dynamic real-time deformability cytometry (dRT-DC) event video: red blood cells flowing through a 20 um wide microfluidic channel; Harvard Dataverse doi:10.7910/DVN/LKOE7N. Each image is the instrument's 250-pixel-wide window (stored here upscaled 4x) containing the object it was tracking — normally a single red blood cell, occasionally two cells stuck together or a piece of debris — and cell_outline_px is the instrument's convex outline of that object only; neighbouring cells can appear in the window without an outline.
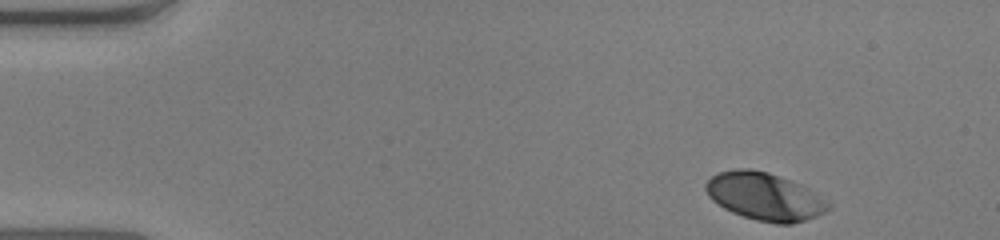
{"species": "human", "species_latin": "Homo sapiens", "temperature_condition": "warm", "stored_images_in_passage": 41, "camera_frame_rate_fps": 3000, "um_per_image_px": 0.085, "donor": {"sex": "male"}, "frame": {"image": 1, "passage_image": 1, "time_ms": 0.0, "image_size_px": [1000, 240], "cell_outline_px": [[832, 208], [816, 216], [792, 224], [776, 224], [756, 220], [732, 212], [724, 208], [712, 200], [708, 196], [704, 188], [704, 184], [716, 172], [736, 168], [752, 168], [768, 172], [800, 184], [832, 204]], "centroid_in_image_um": [64.96, 16.69], "position_along_channel_um": 20.0, "area_um2": 34.1}}
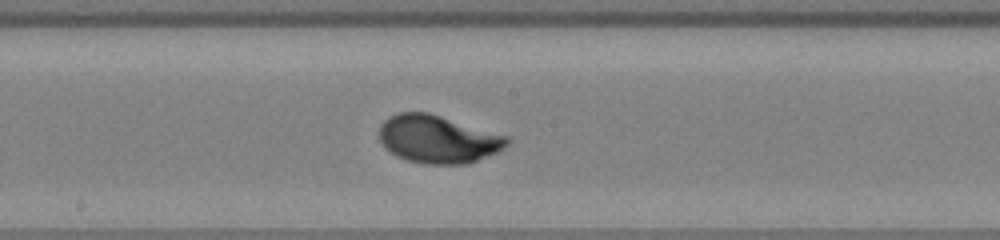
{"frame": {"image": 2, "passage_image": 24, "time_ms": 7.667, "image_size_px": [1000, 240], "cell_outline_px": [[508, 144], [504, 148], [496, 152], [468, 164], [424, 164], [408, 160], [396, 156], [384, 148], [380, 140], [380, 124], [388, 116], [400, 112], [428, 112], [508, 136]], "centroid_in_image_um": [37.19, 11.83], "position_along_channel_um": 211.0, "area_um2": 35.6}}
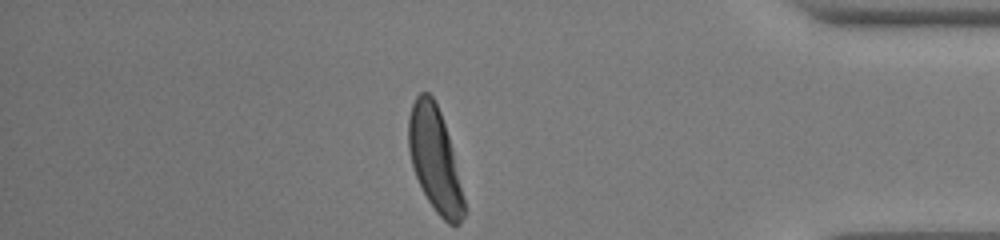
{"frame": {"image": 3, "passage_image": 41, "time_ms": 13.333, "image_size_px": [1000, 240], "cell_outline_px": [[464, 216], [460, 224], [448, 224], [436, 212], [428, 200], [416, 176], [412, 164], [408, 148], [408, 116], [412, 104], [416, 96], [420, 92], [428, 92], [432, 96], [440, 112], [448, 136], [464, 200]], "centroid_in_image_um": [36.93, 13.53], "position_along_channel_um": 398.3, "area_um2": 32.89}, "authors_computed_cell_mechanics": {"area_um2": 34.5644, "velocity_mm_per_s": 3.8646, "shape_relaxation_time_tau1_ms": 2.3979, "shape_relaxation_time_tau2_ms": null, "deformation_change_tau1": 0.1757, "deformation_change_tau2": null}}